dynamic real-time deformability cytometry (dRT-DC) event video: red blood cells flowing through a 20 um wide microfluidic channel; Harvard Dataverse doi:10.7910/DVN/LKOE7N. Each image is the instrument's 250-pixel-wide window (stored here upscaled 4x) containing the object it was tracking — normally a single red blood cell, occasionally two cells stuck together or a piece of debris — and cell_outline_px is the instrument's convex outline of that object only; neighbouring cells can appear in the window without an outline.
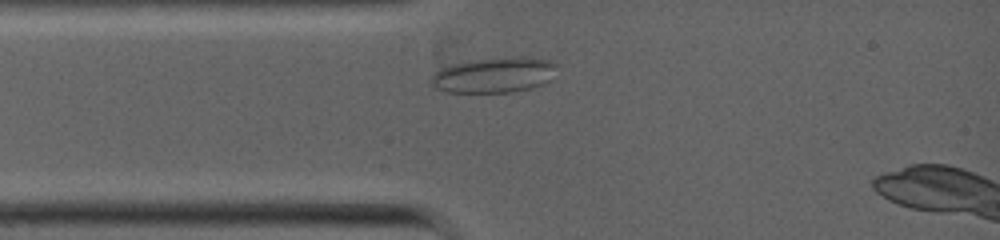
{"species": "common noctule bat (a hibernating species)", "species_latin": "Nyctalus noctula", "temperature_condition": "warm", "stored_images_in_passage": 2, "camera_frame_rate_fps": 5000, "um_per_image_px": 0.085, "animal": {"sex": "female", "body_mass_g": 19.0, "forearm_length_mm": 53.3}, "frame": {"image": 1, "passage_image": 2, "time_ms": 1.2, "image_size_px": [1000, 240], "cell_outline_px": [[556, 64], [548, 80], [540, 84], [528, 88], [512, 92], [444, 92], [436, 88], [428, 80], [440, 68], [452, 64], [472, 60], [552, 60]], "centroid_in_image_um": [41.84, 6.43], "position_along_channel_um": 43.2, "area_um2": 24.45}}